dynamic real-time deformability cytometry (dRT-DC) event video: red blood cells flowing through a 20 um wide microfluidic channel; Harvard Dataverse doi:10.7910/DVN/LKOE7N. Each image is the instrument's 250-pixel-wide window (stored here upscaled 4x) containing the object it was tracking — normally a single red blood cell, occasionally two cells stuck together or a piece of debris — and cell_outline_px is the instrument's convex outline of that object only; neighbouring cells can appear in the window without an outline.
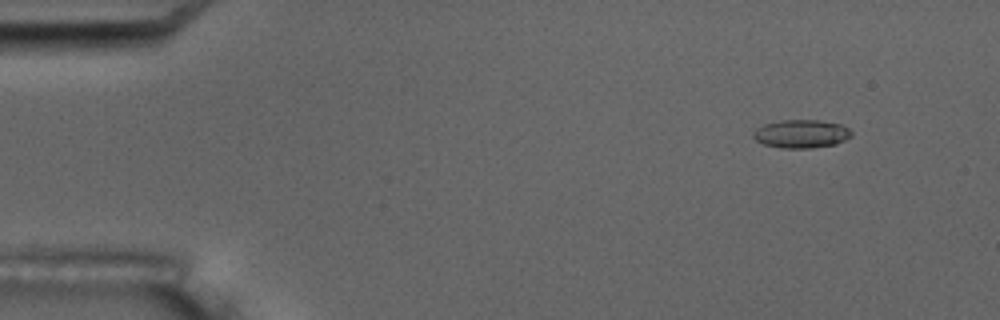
{"species": "common noctule bat (a hibernating species)", "species_latin": "Nyctalus noctula", "temperature_condition": "room temperature", "stored_images_in_passage": 5, "camera_frame_rate_fps": 3000, "um_per_image_px": 0.085, "animal": {"sex": "male", "body_mass_g": 17.5, "forearm_length_mm": 52.3}, "frame": {"image": 1, "passage_image": 2, "time_ms": 1.333, "image_size_px": [1000, 320], "cell_outline_px": [[852, 136], [836, 144], [812, 148], [780, 148], [764, 144], [756, 140], [752, 136], [752, 132], [756, 128], [764, 124], [780, 120], [816, 120], [840, 124], [848, 128], [852, 132]], "centroid_in_image_um": [68.09, 11.38], "position_along_channel_um": 16.9, "area_um2": 16.24}}